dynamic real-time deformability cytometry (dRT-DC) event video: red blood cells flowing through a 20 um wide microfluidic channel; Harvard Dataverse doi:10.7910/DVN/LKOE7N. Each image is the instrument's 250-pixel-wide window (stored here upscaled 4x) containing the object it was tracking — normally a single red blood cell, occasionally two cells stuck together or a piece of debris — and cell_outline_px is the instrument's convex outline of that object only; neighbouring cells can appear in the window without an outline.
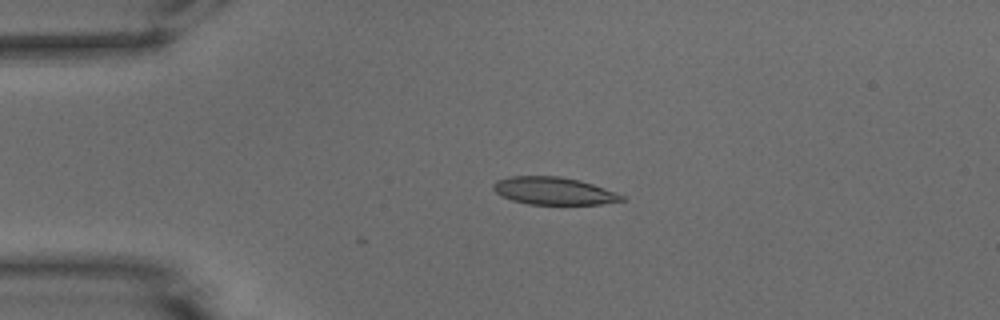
{"species": "common noctule bat (a hibernating species)", "species_latin": "Nyctalus noctula", "temperature_condition": "warm", "stored_images_in_passage": 2, "camera_frame_rate_fps": 3000, "um_per_image_px": 0.085, "animal": {"sex": "male", "body_mass_g": 15.6}, "frame": {"image": 1, "passage_image": 1, "time_ms": 0.0, "image_size_px": [1000, 320], "cell_outline_px": [[624, 200], [600, 204], [528, 204], [512, 200], [500, 196], [492, 188], [492, 184], [496, 180], [508, 176], [560, 176], [580, 180], [604, 188], [624, 196]], "centroid_in_image_um": [47.0, 16.22], "position_along_channel_um": 38.0, "area_um2": 20.58}}